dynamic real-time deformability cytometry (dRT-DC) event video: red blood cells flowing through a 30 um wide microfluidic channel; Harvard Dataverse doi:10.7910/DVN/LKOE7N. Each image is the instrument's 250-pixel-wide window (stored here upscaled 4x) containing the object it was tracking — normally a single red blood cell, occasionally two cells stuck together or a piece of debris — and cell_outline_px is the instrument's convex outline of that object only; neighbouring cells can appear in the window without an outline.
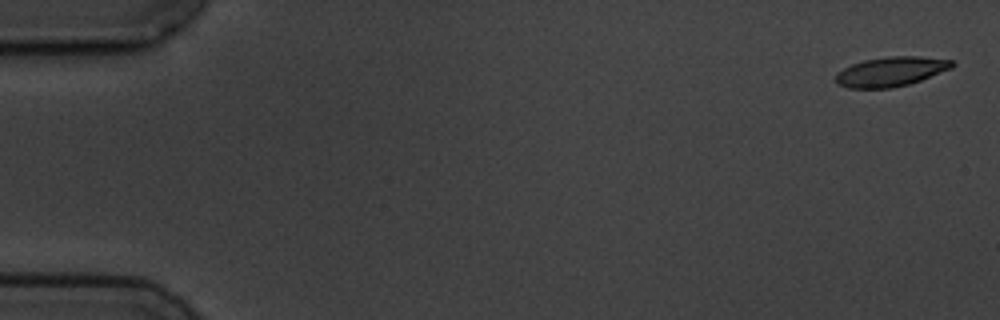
{"species": "common noctule bat (a hibernating species)", "species_latin": "Nyctalus noctula", "temperature_condition": "cold", "stored_images_in_passage": 8, "camera_frame_rate_fps": 3000, "um_per_image_px": 0.085, "animal": {"sex": "male", "body_mass_g": 19.5, "forearm_length_mm": 54.6}, "frame": {"image": 1, "passage_image": 1, "time_ms": 0.0, "image_size_px": [1000, 320], "cell_outline_px": [[956, 64], [952, 68], [920, 80], [908, 84], [892, 88], [848, 88], [836, 84], [836, 72], [852, 64], [864, 60], [888, 56], [920, 56], [952, 60]], "centroid_in_image_um": [75.72, 6.08], "position_along_channel_um": 9.3, "area_um2": 20.06}}
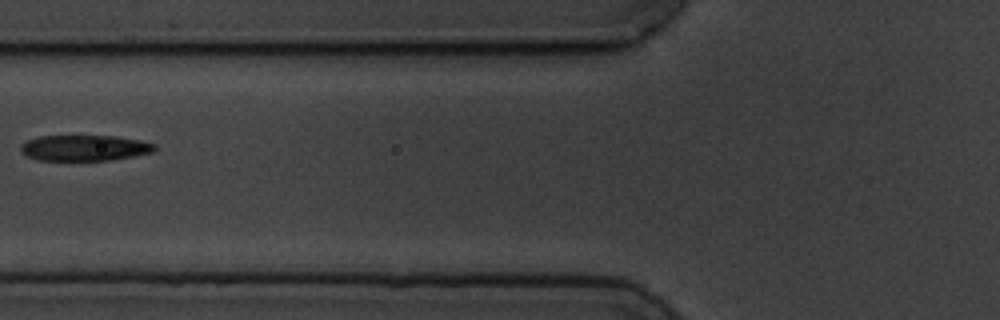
{"frame": {"image": 2, "passage_image": 7, "time_ms": 7.0, "image_size_px": [1000, 320], "cell_outline_px": [[156, 148], [152, 152], [112, 160], [36, 160], [20, 152], [20, 144], [28, 140], [40, 136], [116, 136], [140, 140], [156, 144]], "centroid_in_image_um": [7.17, 12.57], "position_along_channel_um": 118.6, "area_um2": 20.11}}
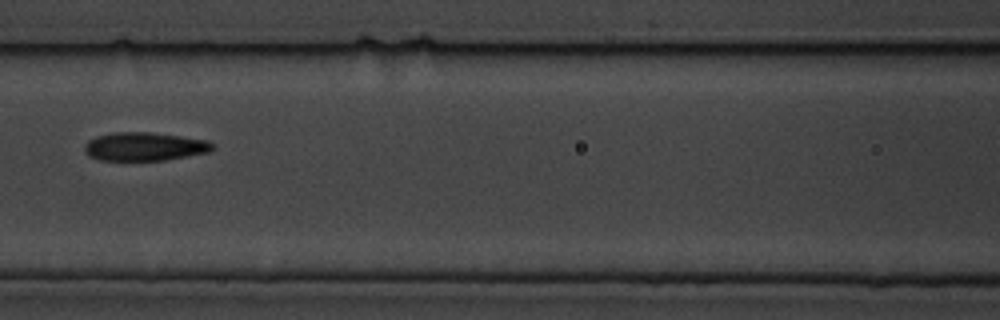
{"frame": {"image": 3, "passage_image": 8, "time_ms": 8.0, "image_size_px": [1000, 320], "cell_outline_px": [[216, 148], [208, 152], [188, 156], [164, 160], [100, 160], [88, 156], [84, 152], [84, 144], [88, 140], [96, 136], [112, 132], [152, 132], [208, 140]], "centroid_in_image_um": [12.25, 12.45], "position_along_channel_um": 154.3, "area_um2": 21.39}}